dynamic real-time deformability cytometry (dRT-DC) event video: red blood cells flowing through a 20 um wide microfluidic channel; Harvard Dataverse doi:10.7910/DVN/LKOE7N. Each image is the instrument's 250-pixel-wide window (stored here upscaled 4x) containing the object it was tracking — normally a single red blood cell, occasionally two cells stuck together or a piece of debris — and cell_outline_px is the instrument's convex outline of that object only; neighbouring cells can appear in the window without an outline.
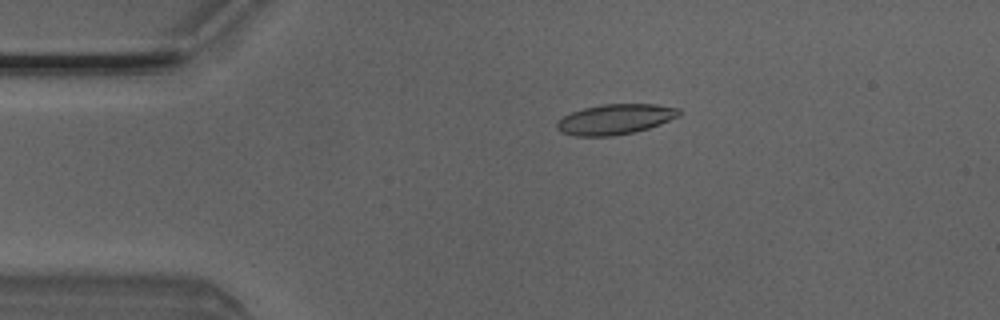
{"species": "Egyptian fruit bat (a non-hibernating species)", "species_latin": "Rousettus aegyptiacus", "temperature_condition": "room temperature", "stored_images_in_passage": 3, "camera_frame_rate_fps": 3000, "um_per_image_px": 0.085, "animal": {"sex": "male"}, "frame": {"image": 1, "passage_image": 3, "time_ms": 0.667, "image_size_px": [1000, 320], "cell_outline_px": [[680, 116], [660, 124], [636, 132], [612, 136], [576, 136], [560, 132], [556, 128], [556, 124], [564, 116], [572, 112], [584, 108], [604, 104], [656, 104], [680, 108]], "centroid_in_image_um": [52.32, 10.14], "position_along_channel_um": 32.7, "area_um2": 21.56}}